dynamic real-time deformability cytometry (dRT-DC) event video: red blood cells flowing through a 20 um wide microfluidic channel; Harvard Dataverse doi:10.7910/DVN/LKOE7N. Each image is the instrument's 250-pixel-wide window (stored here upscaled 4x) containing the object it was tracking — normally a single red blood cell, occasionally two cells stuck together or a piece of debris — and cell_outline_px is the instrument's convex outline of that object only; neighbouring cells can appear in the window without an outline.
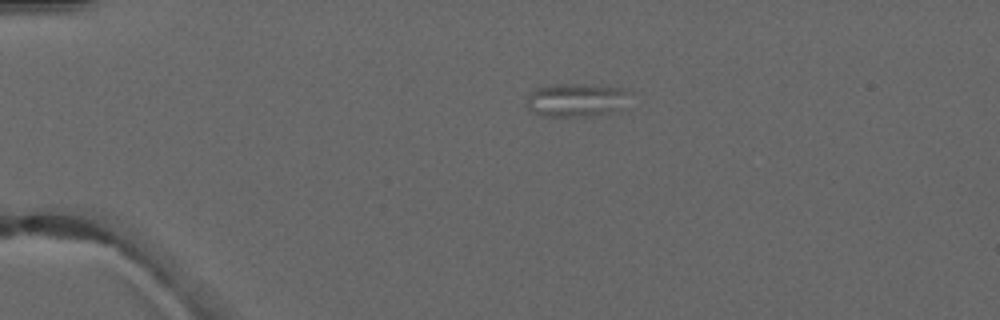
{"species": "common noctule bat (a hibernating species)", "species_latin": "Nyctalus noctula", "temperature_condition": "warm", "stored_images_in_passage": 2, "camera_frame_rate_fps": 3000, "um_per_image_px": 0.085, "animal": {"sex": "male", "forearm_length_mm": 52.5}, "frame": {"image": 1, "passage_image": 1, "time_ms": 0.0, "image_size_px": [1000, 320], "cell_outline_px": [[632, 92], [620, 112], [592, 116], [544, 116], [532, 112], [528, 108], [528, 96], [536, 88], [548, 84], [576, 84], [624, 88]], "centroid_in_image_um": [49.05, 8.51], "position_along_channel_um": 36.0, "area_um2": 20.4}}